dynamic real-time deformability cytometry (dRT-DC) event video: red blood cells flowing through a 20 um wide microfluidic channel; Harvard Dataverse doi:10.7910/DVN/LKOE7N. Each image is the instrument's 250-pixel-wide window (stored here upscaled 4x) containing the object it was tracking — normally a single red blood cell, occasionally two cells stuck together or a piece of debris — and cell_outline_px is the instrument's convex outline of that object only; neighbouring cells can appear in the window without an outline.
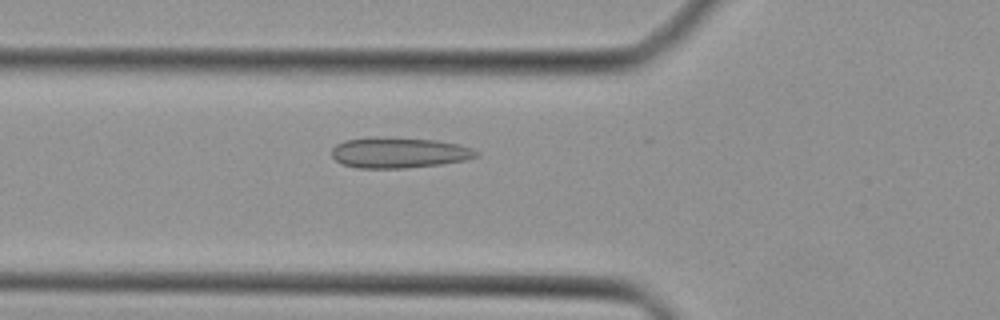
{"species": "Egyptian fruit bat (a non-hibernating species)", "species_latin": "Rousettus aegyptiacus", "temperature_condition": "cold", "stored_images_in_passage": 27, "camera_frame_rate_fps": 3000, "um_per_image_px": 0.085, "animal": {"sex": "female"}, "frame": {"image": 1, "passage_image": 6, "time_ms": 1.667, "image_size_px": [1000, 320], "cell_outline_px": [[480, 156], [468, 160], [440, 164], [404, 168], [356, 168], [340, 164], [332, 156], [332, 148], [336, 144], [344, 140], [368, 136], [376, 136], [436, 140], [456, 144], [472, 148], [480, 152]], "centroid_in_image_um": [33.89, 12.97], "position_along_channel_um": 91.9, "area_um2": 26.24}}
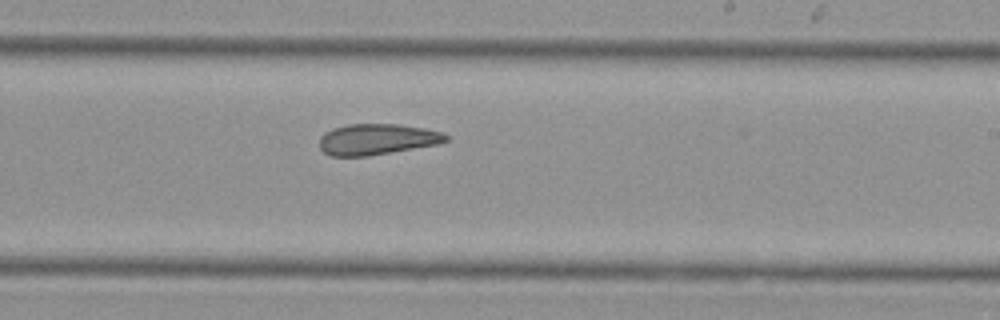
{"frame": {"image": 2, "passage_image": 17, "time_ms": 5.333, "image_size_px": [1000, 320], "cell_outline_px": [[448, 140], [440, 144], [368, 156], [332, 156], [324, 152], [320, 148], [320, 136], [324, 132], [332, 128], [348, 124], [400, 124], [424, 128], [444, 132], [448, 136]], "centroid_in_image_um": [32.06, 11.83], "position_along_channel_um": 256.9, "area_um2": 23.0}}
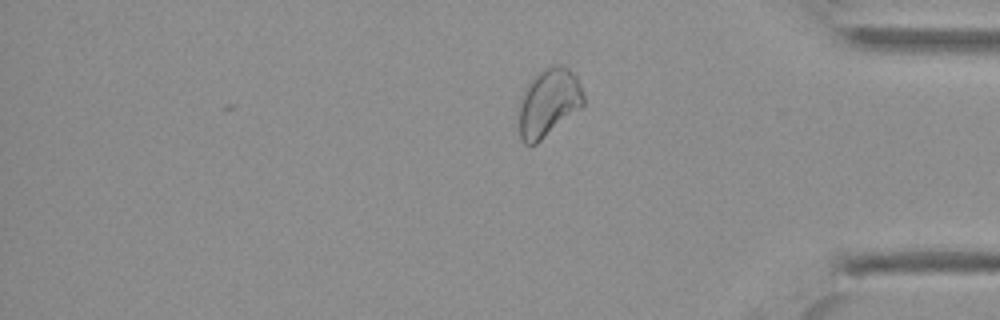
{"frame": {"image": 3, "passage_image": 27, "time_ms": 8.667, "image_size_px": [1000, 320], "cell_outline_px": [[584, 104], [580, 108], [536, 144], [524, 144], [520, 140], [520, 104], [524, 88], [548, 64], [564, 64], [576, 76], [580, 84], [584, 96]], "centroid_in_image_um": [46.64, 8.69], "position_along_channel_um": 388.6, "area_um2": 25.37}}